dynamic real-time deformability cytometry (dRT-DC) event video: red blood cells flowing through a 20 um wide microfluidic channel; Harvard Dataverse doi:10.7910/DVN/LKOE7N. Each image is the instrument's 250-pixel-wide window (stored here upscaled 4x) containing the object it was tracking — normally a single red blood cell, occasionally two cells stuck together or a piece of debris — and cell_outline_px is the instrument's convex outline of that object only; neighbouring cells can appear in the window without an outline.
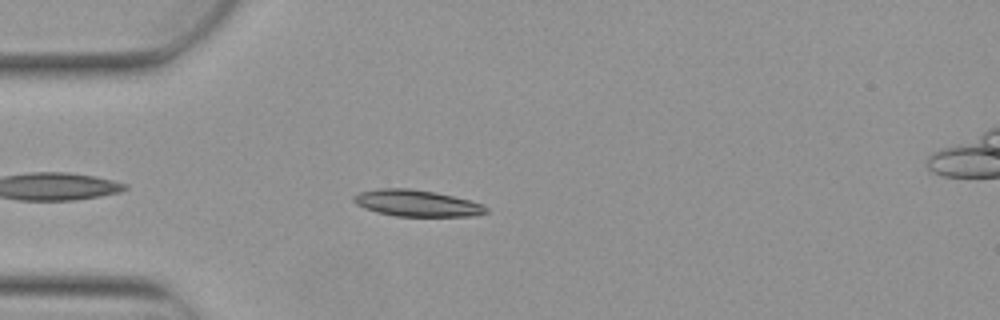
{"species": "Egyptian fruit bat (a non-hibernating species)", "species_latin": "Rousettus aegyptiacus", "temperature_condition": "warm", "stored_images_in_passage": 4, "camera_frame_rate_fps": 3000, "um_per_image_px": 0.085, "animal": {"sex": "female"}, "frame": {"image": 1, "passage_image": 4, "time_ms": 1.0, "image_size_px": [1000, 320], "cell_outline_px": [[488, 212], [472, 216], [396, 216], [376, 212], [364, 208], [356, 204], [352, 200], [352, 196], [360, 192], [376, 188], [408, 188], [436, 192], [484, 204], [488, 208]], "centroid_in_image_um": [35.4, 17.27], "position_along_channel_um": 49.6, "area_um2": 20.52}}